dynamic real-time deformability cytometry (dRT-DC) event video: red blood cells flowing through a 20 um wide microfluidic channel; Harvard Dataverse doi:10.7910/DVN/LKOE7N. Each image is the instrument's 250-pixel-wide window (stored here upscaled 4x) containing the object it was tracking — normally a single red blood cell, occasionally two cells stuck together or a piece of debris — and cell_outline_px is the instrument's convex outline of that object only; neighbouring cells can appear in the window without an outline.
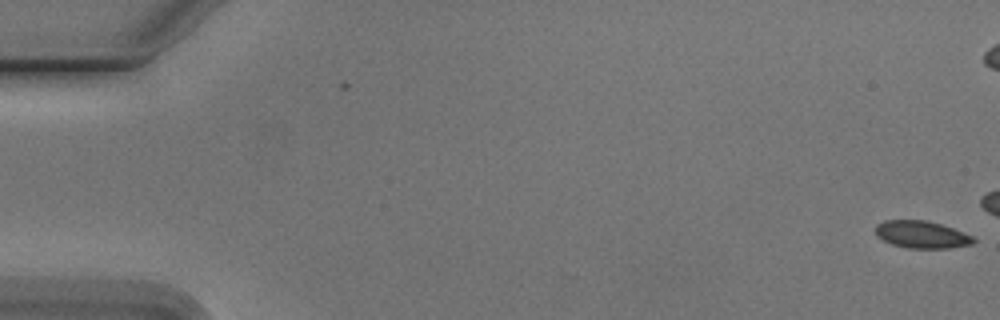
{"species": "Egyptian fruit bat (a non-hibernating species)", "species_latin": "Rousettus aegyptiacus", "temperature_condition": "cold", "stored_images_in_passage": 3, "camera_frame_rate_fps": 3000, "um_per_image_px": 0.085, "animal": {"sex": "male"}, "frame": {"image": 1, "passage_image": 3, "time_ms": 0.667, "image_size_px": [1000, 320], "cell_outline_px": [[976, 240], [972, 244], [948, 248], [908, 248], [892, 244], [876, 236], [876, 224], [884, 220], [924, 220], [940, 224], [952, 228], [972, 236]], "centroid_in_image_um": [78.32, 19.93], "position_along_channel_um": 6.7, "area_um2": 15.43}}